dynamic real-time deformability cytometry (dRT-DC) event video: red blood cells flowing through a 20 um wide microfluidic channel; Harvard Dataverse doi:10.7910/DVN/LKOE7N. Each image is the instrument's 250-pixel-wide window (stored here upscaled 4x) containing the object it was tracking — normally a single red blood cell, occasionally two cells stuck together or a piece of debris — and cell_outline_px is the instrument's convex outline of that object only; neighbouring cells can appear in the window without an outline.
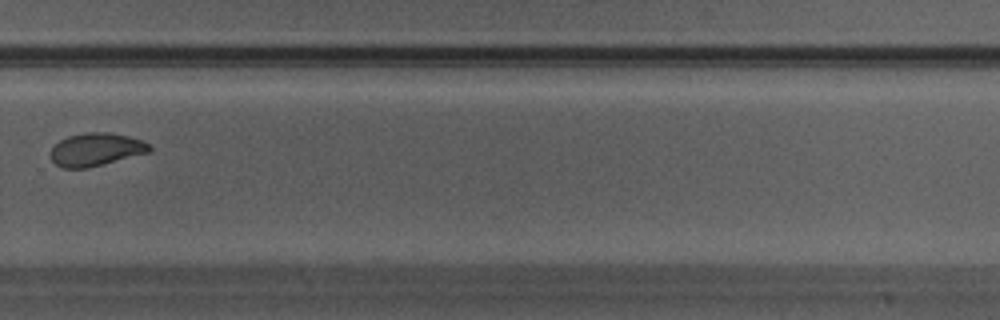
{"species": "Egyptian fruit bat (a non-hibernating species)", "species_latin": "Rousettus aegyptiacus", "temperature_condition": "warm", "stored_images_in_passage": 25, "camera_frame_rate_fps": 3000, "um_per_image_px": 0.085, "animal": {"sex": "male"}, "frame": {"image": 1, "passage_image": 15, "time_ms": 4.667, "image_size_px": [1000, 320], "cell_outline_px": [[152, 148], [148, 152], [88, 168], [60, 168], [52, 160], [52, 148], [60, 140], [68, 136], [84, 132], [108, 132], [128, 136], [152, 144]], "centroid_in_image_um": [8.16, 12.7], "position_along_channel_um": 321.6, "area_um2": 18.84}}